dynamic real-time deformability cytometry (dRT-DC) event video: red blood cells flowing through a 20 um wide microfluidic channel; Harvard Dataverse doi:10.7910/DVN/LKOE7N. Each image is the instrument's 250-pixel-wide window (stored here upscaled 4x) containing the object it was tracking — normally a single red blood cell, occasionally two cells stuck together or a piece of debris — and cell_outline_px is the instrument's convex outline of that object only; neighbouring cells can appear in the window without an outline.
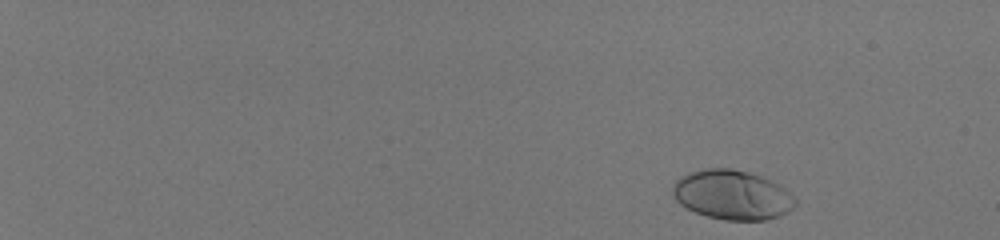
{"species": "human", "species_latin": "Homo sapiens", "temperature_condition": "room temperature", "stored_images_in_passage": 48, "camera_frame_rate_fps": 3000, "um_per_image_px": 0.085, "donor": {"sex": "male"}, "frame": {"image": 1, "passage_image": 1, "time_ms": 0.0, "image_size_px": [1000, 240], "cell_outline_px": [[796, 204], [788, 212], [780, 216], [764, 220], [724, 220], [708, 216], [696, 212], [680, 204], [672, 196], [672, 188], [676, 180], [680, 176], [688, 172], [704, 168], [728, 168], [748, 172], [760, 176], [784, 188], [796, 200]], "centroid_in_image_um": [62.2, 16.56], "position_along_channel_um": 22.8, "area_um2": 35.2}}
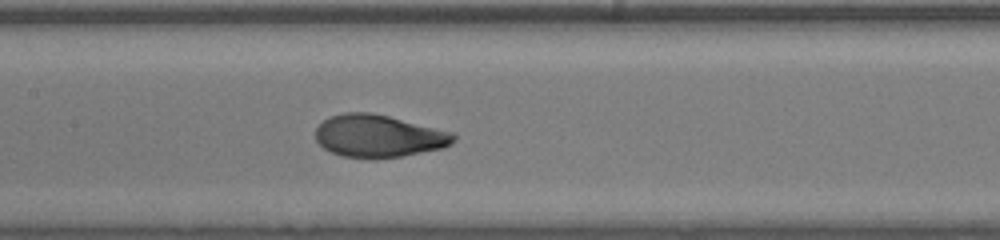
{"frame": {"image": 2, "passage_image": 27, "time_ms": 8.667, "image_size_px": [1000, 240], "cell_outline_px": [[456, 140], [452, 144], [440, 148], [404, 156], [344, 156], [332, 152], [324, 148], [316, 140], [316, 128], [328, 116], [344, 112], [372, 112], [452, 132], [456, 136]], "centroid_in_image_um": [32.17, 11.52], "position_along_channel_um": 175.2, "area_um2": 33.47}}
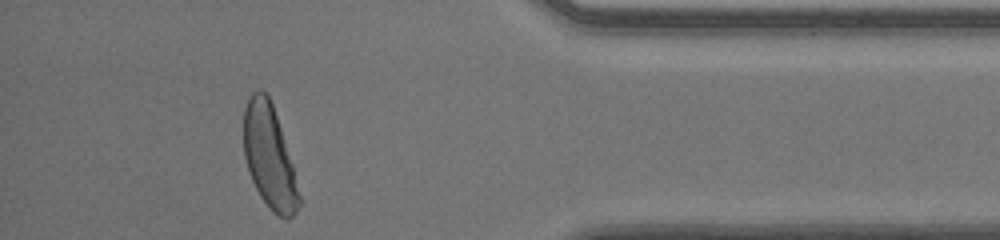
{"frame": {"image": 3, "passage_image": 46, "time_ms": 15.0, "image_size_px": [1000, 240], "cell_outline_px": [[300, 204], [296, 212], [288, 220], [272, 212], [260, 196], [248, 172], [244, 156], [244, 108], [252, 92], [260, 88], [268, 96], [272, 104], [292, 164], [300, 196]], "centroid_in_image_um": [22.88, 13.35], "position_along_channel_um": 412.3, "area_um2": 32.89}, "authors_computed_cell_mechanics": {"area_um2": 33.5818, "velocity_mm_per_s": 4.064, "shape_relaxation_time_tau1_ms": 3.4505, "shape_relaxation_time_tau2_ms": null, "deformation_change_tau1": 0.193, "deformation_change_tau2": null}}